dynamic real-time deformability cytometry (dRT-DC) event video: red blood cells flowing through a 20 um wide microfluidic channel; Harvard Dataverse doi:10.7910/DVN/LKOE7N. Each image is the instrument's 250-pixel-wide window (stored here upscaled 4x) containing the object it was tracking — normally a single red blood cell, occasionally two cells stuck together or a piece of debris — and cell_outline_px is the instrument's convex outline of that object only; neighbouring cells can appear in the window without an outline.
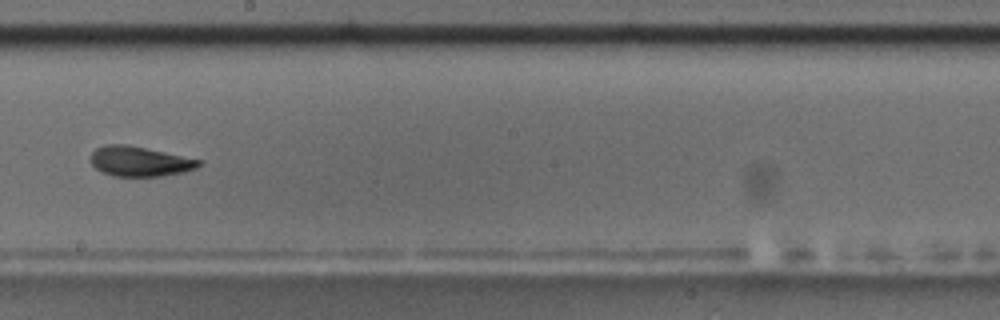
{"species": "common noctule bat (a hibernating species)", "species_latin": "Nyctalus noctula", "temperature_condition": "room temperature", "stored_images_in_passage": 15, "camera_frame_rate_fps": 3000, "um_per_image_px": 0.085, "animal": {"sex": "male", "body_mass_g": 17.5, "forearm_length_mm": 52.3}, "frame": {"image": 1, "passage_image": 9, "time_ms": 10.333, "image_size_px": [1000, 320], "cell_outline_px": [[200, 164], [196, 168], [184, 172], [160, 176], [112, 176], [96, 168], [88, 160], [92, 152], [96, 148], [104, 144], [128, 144], [200, 160]], "centroid_in_image_um": [11.81, 13.71], "position_along_channel_um": 236.4, "area_um2": 18.79}, "authors_computed_cell_mechanics": {"area_um2": 18.7272, "velocity_mm_per_s": 3.471, "shape_relaxation_time_tau1_ms": 5.2002, "shape_relaxation_time_tau2_ms": null, "deformation_change_tau1": 0.181, "deformation_change_tau2": null}}